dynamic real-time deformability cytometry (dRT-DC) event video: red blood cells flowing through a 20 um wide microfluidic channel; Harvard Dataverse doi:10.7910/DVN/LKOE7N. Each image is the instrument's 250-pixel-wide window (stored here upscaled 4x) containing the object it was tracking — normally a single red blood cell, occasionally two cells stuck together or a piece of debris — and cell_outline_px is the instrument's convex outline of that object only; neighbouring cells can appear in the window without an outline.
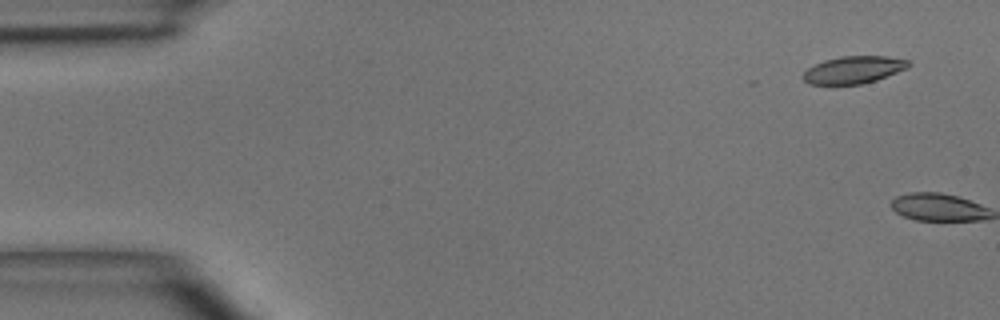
{"species": "common noctule bat (a hibernating species)", "species_latin": "Nyctalus noctula", "temperature_condition": "room temperature", "stored_images_in_passage": 4, "camera_frame_rate_fps": 3000, "um_per_image_px": 0.085, "animal": {"sex": "male", "body_mass_g": 15.6}, "frame": {"image": 1, "passage_image": 1, "time_ms": 0.0, "image_size_px": [1000, 320], "cell_outline_px": [[912, 64], [908, 68], [876, 80], [860, 84], [832, 88], [808, 84], [800, 76], [808, 68], [824, 60], [840, 56], [884, 56], [908, 60]], "centroid_in_image_um": [72.47, 5.99], "position_along_channel_um": 12.5, "area_um2": 17.51}}